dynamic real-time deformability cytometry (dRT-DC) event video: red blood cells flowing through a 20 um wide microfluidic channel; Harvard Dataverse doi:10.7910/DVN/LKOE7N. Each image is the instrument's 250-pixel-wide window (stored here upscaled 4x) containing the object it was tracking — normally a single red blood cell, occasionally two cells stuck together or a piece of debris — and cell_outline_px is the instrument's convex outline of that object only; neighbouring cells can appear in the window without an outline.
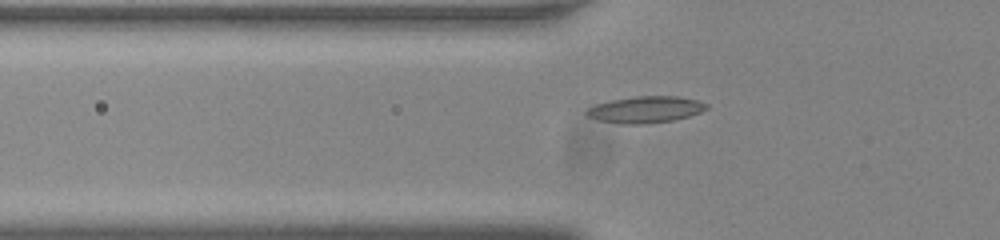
{"species": "common noctule bat (a hibernating species)", "species_latin": "Nyctalus noctula", "temperature_condition": "room temperature", "stored_images_in_passage": 52, "camera_frame_rate_fps": 3000, "um_per_image_px": 0.085, "animal": {"sex": "male", "body_mass_g": 20.0, "forearm_length_mm": 53.3}, "frame": {"image": 1, "passage_image": 18, "time_ms": 5.667, "image_size_px": [1000, 240], "cell_outline_px": [[708, 108], [700, 112], [688, 116], [672, 120], [640, 124], [624, 124], [600, 120], [588, 116], [584, 112], [588, 108], [596, 104], [612, 100], [636, 96], [676, 96], [696, 100], [708, 104]], "centroid_in_image_um": [54.86, 9.3], "position_along_channel_um": 70.9, "area_um2": 18.26}}
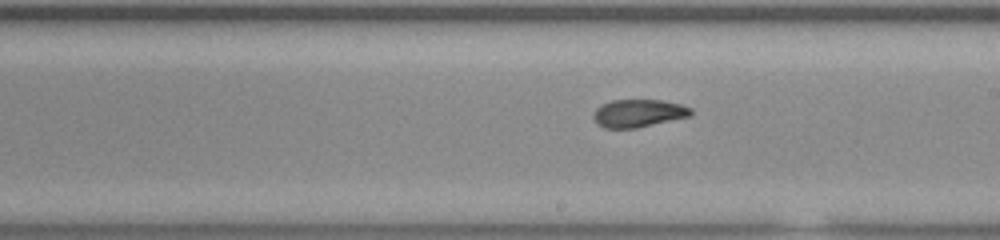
{"frame": {"image": 2, "passage_image": 31, "time_ms": 10.0, "image_size_px": [1000, 240], "cell_outline_px": [[692, 116], [636, 128], [604, 128], [596, 124], [592, 116], [596, 108], [600, 104], [612, 100], [660, 100], [680, 104], [692, 108]], "centroid_in_image_um": [54.24, 9.63], "position_along_channel_um": 234.8, "area_um2": 15.95}}
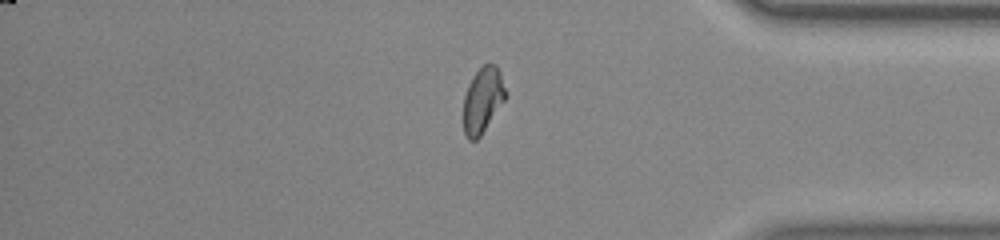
{"frame": {"image": 3, "passage_image": 45, "time_ms": 14.667, "image_size_px": [1000, 240], "cell_outline_px": [[508, 96], [480, 136], [476, 140], [468, 140], [464, 132], [464, 96], [468, 84], [472, 76], [484, 64], [496, 64], [500, 72], [508, 92]], "centroid_in_image_um": [41.06, 8.48], "position_along_channel_um": 394.1, "area_um2": 16.24}}